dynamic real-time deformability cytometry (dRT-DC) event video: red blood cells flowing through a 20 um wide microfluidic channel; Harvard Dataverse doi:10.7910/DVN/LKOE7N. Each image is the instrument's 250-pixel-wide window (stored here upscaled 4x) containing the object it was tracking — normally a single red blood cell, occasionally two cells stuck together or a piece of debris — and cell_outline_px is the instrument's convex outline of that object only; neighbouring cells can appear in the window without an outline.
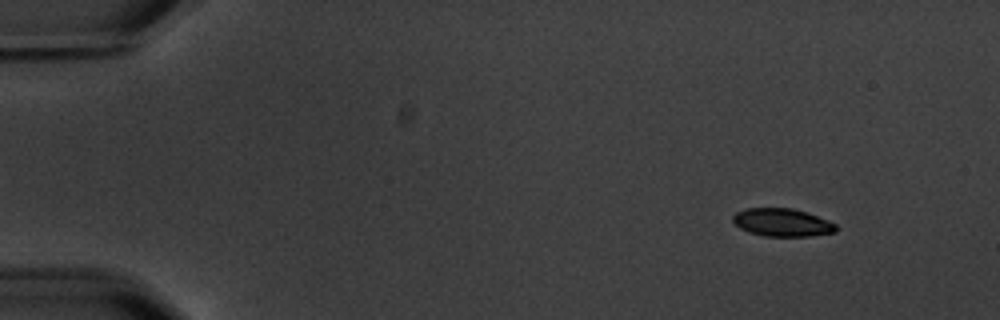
{"species": "common noctule bat (a hibernating species)", "species_latin": "Nyctalus noctula", "temperature_condition": "warm", "stored_images_in_passage": 4, "camera_frame_rate_fps": 3000, "um_per_image_px": 0.085, "animal": {"sex": "male", "body_mass_g": 20.1, "forearm_length_mm": 53.5}, "frame": {"image": 1, "passage_image": 1, "time_ms": 0.0, "image_size_px": [1000, 320], "cell_outline_px": [[840, 228], [836, 232], [812, 236], [764, 236], [748, 232], [740, 228], [732, 220], [732, 216], [736, 212], [744, 208], [792, 208], [808, 212], [828, 220], [836, 224]], "centroid_in_image_um": [66.52, 18.91], "position_along_channel_um": 18.5, "area_um2": 17.05}}